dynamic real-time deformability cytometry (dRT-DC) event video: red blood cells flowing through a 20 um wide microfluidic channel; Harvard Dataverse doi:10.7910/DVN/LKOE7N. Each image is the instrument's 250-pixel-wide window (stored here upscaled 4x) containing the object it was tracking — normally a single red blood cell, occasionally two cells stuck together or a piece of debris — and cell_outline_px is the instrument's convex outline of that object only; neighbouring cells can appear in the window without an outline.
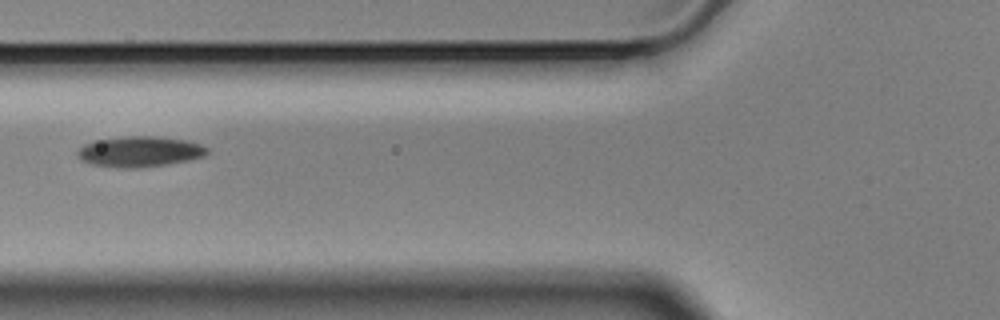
{"species": "Egyptian fruit bat (a non-hibernating species)", "species_latin": "Rousettus aegyptiacus", "temperature_condition": "cold", "stored_images_in_passage": 3, "camera_frame_rate_fps": 3000, "um_per_image_px": 0.085, "animal": {"sex": "male"}, "frame": {"image": 1, "passage_image": 3, "time_ms": 0.667, "image_size_px": [1000, 320], "cell_outline_px": [[208, 152], [204, 156], [188, 160], [168, 164], [140, 168], [116, 168], [92, 164], [80, 160], [76, 152], [84, 144], [96, 140], [124, 136], [152, 136], [188, 140], [200, 144], [208, 148]], "centroid_in_image_um": [11.86, 12.89], "position_along_channel_um": 113.9, "area_um2": 23.24}}